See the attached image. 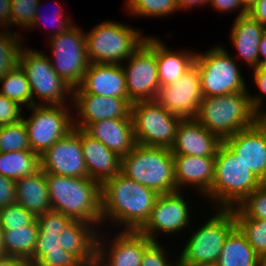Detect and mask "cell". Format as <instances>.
<instances>
[{
  "label": "cell",
  "mask_w": 266,
  "mask_h": 266,
  "mask_svg": "<svg viewBox=\"0 0 266 266\" xmlns=\"http://www.w3.org/2000/svg\"><path fill=\"white\" fill-rule=\"evenodd\" d=\"M159 194L121 172L101 185L102 222L111 220L121 231H138L148 220Z\"/></svg>",
  "instance_id": "obj_1"
},
{
  "label": "cell",
  "mask_w": 266,
  "mask_h": 266,
  "mask_svg": "<svg viewBox=\"0 0 266 266\" xmlns=\"http://www.w3.org/2000/svg\"><path fill=\"white\" fill-rule=\"evenodd\" d=\"M51 209L98 227L102 223L101 185L91 178L45 173Z\"/></svg>",
  "instance_id": "obj_2"
},
{
  "label": "cell",
  "mask_w": 266,
  "mask_h": 266,
  "mask_svg": "<svg viewBox=\"0 0 266 266\" xmlns=\"http://www.w3.org/2000/svg\"><path fill=\"white\" fill-rule=\"evenodd\" d=\"M261 184V180L222 142L215 157L214 181L204 198L215 202L218 208L231 209L239 206Z\"/></svg>",
  "instance_id": "obj_3"
},
{
  "label": "cell",
  "mask_w": 266,
  "mask_h": 266,
  "mask_svg": "<svg viewBox=\"0 0 266 266\" xmlns=\"http://www.w3.org/2000/svg\"><path fill=\"white\" fill-rule=\"evenodd\" d=\"M249 92L205 97L195 119L222 141L252 126L259 117L253 112Z\"/></svg>",
  "instance_id": "obj_4"
},
{
  "label": "cell",
  "mask_w": 266,
  "mask_h": 266,
  "mask_svg": "<svg viewBox=\"0 0 266 266\" xmlns=\"http://www.w3.org/2000/svg\"><path fill=\"white\" fill-rule=\"evenodd\" d=\"M121 173L158 194L177 191L173 154L169 148L136 143L121 158Z\"/></svg>",
  "instance_id": "obj_5"
},
{
  "label": "cell",
  "mask_w": 266,
  "mask_h": 266,
  "mask_svg": "<svg viewBox=\"0 0 266 266\" xmlns=\"http://www.w3.org/2000/svg\"><path fill=\"white\" fill-rule=\"evenodd\" d=\"M85 34L88 59L94 64H122L146 40L140 30L112 20L99 23Z\"/></svg>",
  "instance_id": "obj_6"
},
{
  "label": "cell",
  "mask_w": 266,
  "mask_h": 266,
  "mask_svg": "<svg viewBox=\"0 0 266 266\" xmlns=\"http://www.w3.org/2000/svg\"><path fill=\"white\" fill-rule=\"evenodd\" d=\"M235 227L233 210L217 209L214 216L186 240L178 259L179 266L217 263L225 240Z\"/></svg>",
  "instance_id": "obj_7"
},
{
  "label": "cell",
  "mask_w": 266,
  "mask_h": 266,
  "mask_svg": "<svg viewBox=\"0 0 266 266\" xmlns=\"http://www.w3.org/2000/svg\"><path fill=\"white\" fill-rule=\"evenodd\" d=\"M234 60L232 54L219 45L196 54L194 65L198 68L204 98L248 92L243 74Z\"/></svg>",
  "instance_id": "obj_8"
},
{
  "label": "cell",
  "mask_w": 266,
  "mask_h": 266,
  "mask_svg": "<svg viewBox=\"0 0 266 266\" xmlns=\"http://www.w3.org/2000/svg\"><path fill=\"white\" fill-rule=\"evenodd\" d=\"M19 65L30 83L33 105H67V98L72 101L69 97L73 95V88L56 73L45 52L22 47ZM34 96L41 102H37Z\"/></svg>",
  "instance_id": "obj_9"
},
{
  "label": "cell",
  "mask_w": 266,
  "mask_h": 266,
  "mask_svg": "<svg viewBox=\"0 0 266 266\" xmlns=\"http://www.w3.org/2000/svg\"><path fill=\"white\" fill-rule=\"evenodd\" d=\"M135 142L144 146L171 148L182 118L170 113L156 100L131 105Z\"/></svg>",
  "instance_id": "obj_10"
},
{
  "label": "cell",
  "mask_w": 266,
  "mask_h": 266,
  "mask_svg": "<svg viewBox=\"0 0 266 266\" xmlns=\"http://www.w3.org/2000/svg\"><path fill=\"white\" fill-rule=\"evenodd\" d=\"M48 39L53 69L70 87H78L90 64L85 32L74 24L67 31Z\"/></svg>",
  "instance_id": "obj_11"
},
{
  "label": "cell",
  "mask_w": 266,
  "mask_h": 266,
  "mask_svg": "<svg viewBox=\"0 0 266 266\" xmlns=\"http://www.w3.org/2000/svg\"><path fill=\"white\" fill-rule=\"evenodd\" d=\"M66 107V108H65ZM68 105H32L29 118L23 117L30 149L41 156L56 141L73 130V119ZM73 116V117H72Z\"/></svg>",
  "instance_id": "obj_12"
},
{
  "label": "cell",
  "mask_w": 266,
  "mask_h": 266,
  "mask_svg": "<svg viewBox=\"0 0 266 266\" xmlns=\"http://www.w3.org/2000/svg\"><path fill=\"white\" fill-rule=\"evenodd\" d=\"M126 61L128 63L124 62L121 65L125 74L129 101L135 103L155 100L160 88L156 62V37L146 36L145 43Z\"/></svg>",
  "instance_id": "obj_13"
},
{
  "label": "cell",
  "mask_w": 266,
  "mask_h": 266,
  "mask_svg": "<svg viewBox=\"0 0 266 266\" xmlns=\"http://www.w3.org/2000/svg\"><path fill=\"white\" fill-rule=\"evenodd\" d=\"M188 201L178 191L159 194L146 223L138 230L152 241L156 234H175L190 226L191 212ZM156 236V237H155Z\"/></svg>",
  "instance_id": "obj_14"
},
{
  "label": "cell",
  "mask_w": 266,
  "mask_h": 266,
  "mask_svg": "<svg viewBox=\"0 0 266 266\" xmlns=\"http://www.w3.org/2000/svg\"><path fill=\"white\" fill-rule=\"evenodd\" d=\"M115 234L109 242L101 233L97 236L95 266H140L145 249L153 241L138 231Z\"/></svg>",
  "instance_id": "obj_15"
},
{
  "label": "cell",
  "mask_w": 266,
  "mask_h": 266,
  "mask_svg": "<svg viewBox=\"0 0 266 266\" xmlns=\"http://www.w3.org/2000/svg\"><path fill=\"white\" fill-rule=\"evenodd\" d=\"M203 99L198 68L194 65L172 84L160 87L155 100L182 119H195Z\"/></svg>",
  "instance_id": "obj_16"
},
{
  "label": "cell",
  "mask_w": 266,
  "mask_h": 266,
  "mask_svg": "<svg viewBox=\"0 0 266 266\" xmlns=\"http://www.w3.org/2000/svg\"><path fill=\"white\" fill-rule=\"evenodd\" d=\"M45 173L89 178L80 139V129L73 128L40 156Z\"/></svg>",
  "instance_id": "obj_17"
},
{
  "label": "cell",
  "mask_w": 266,
  "mask_h": 266,
  "mask_svg": "<svg viewBox=\"0 0 266 266\" xmlns=\"http://www.w3.org/2000/svg\"><path fill=\"white\" fill-rule=\"evenodd\" d=\"M223 142L262 182L266 174V120L259 118L252 126L236 132Z\"/></svg>",
  "instance_id": "obj_18"
},
{
  "label": "cell",
  "mask_w": 266,
  "mask_h": 266,
  "mask_svg": "<svg viewBox=\"0 0 266 266\" xmlns=\"http://www.w3.org/2000/svg\"><path fill=\"white\" fill-rule=\"evenodd\" d=\"M70 106L77 111L74 128L86 129L91 123L106 119L132 118L128 98L105 97L95 94H73ZM81 119V120H79Z\"/></svg>",
  "instance_id": "obj_19"
},
{
  "label": "cell",
  "mask_w": 266,
  "mask_h": 266,
  "mask_svg": "<svg viewBox=\"0 0 266 266\" xmlns=\"http://www.w3.org/2000/svg\"><path fill=\"white\" fill-rule=\"evenodd\" d=\"M73 94L128 98L122 65L90 63L82 83L73 89Z\"/></svg>",
  "instance_id": "obj_20"
},
{
  "label": "cell",
  "mask_w": 266,
  "mask_h": 266,
  "mask_svg": "<svg viewBox=\"0 0 266 266\" xmlns=\"http://www.w3.org/2000/svg\"><path fill=\"white\" fill-rule=\"evenodd\" d=\"M215 157L173 154L177 191L192 185L204 198L214 181Z\"/></svg>",
  "instance_id": "obj_21"
},
{
  "label": "cell",
  "mask_w": 266,
  "mask_h": 266,
  "mask_svg": "<svg viewBox=\"0 0 266 266\" xmlns=\"http://www.w3.org/2000/svg\"><path fill=\"white\" fill-rule=\"evenodd\" d=\"M223 141L208 131L196 119H182L170 148L172 154L216 156Z\"/></svg>",
  "instance_id": "obj_22"
},
{
  "label": "cell",
  "mask_w": 266,
  "mask_h": 266,
  "mask_svg": "<svg viewBox=\"0 0 266 266\" xmlns=\"http://www.w3.org/2000/svg\"><path fill=\"white\" fill-rule=\"evenodd\" d=\"M80 139L89 178L102 185L121 172V157L84 129H80Z\"/></svg>",
  "instance_id": "obj_23"
},
{
  "label": "cell",
  "mask_w": 266,
  "mask_h": 266,
  "mask_svg": "<svg viewBox=\"0 0 266 266\" xmlns=\"http://www.w3.org/2000/svg\"><path fill=\"white\" fill-rule=\"evenodd\" d=\"M85 131L121 158L136 145L132 118L95 121Z\"/></svg>",
  "instance_id": "obj_24"
},
{
  "label": "cell",
  "mask_w": 266,
  "mask_h": 266,
  "mask_svg": "<svg viewBox=\"0 0 266 266\" xmlns=\"http://www.w3.org/2000/svg\"><path fill=\"white\" fill-rule=\"evenodd\" d=\"M97 232L93 224L73 220L60 233L59 245L75 255L85 266H95Z\"/></svg>",
  "instance_id": "obj_25"
},
{
  "label": "cell",
  "mask_w": 266,
  "mask_h": 266,
  "mask_svg": "<svg viewBox=\"0 0 266 266\" xmlns=\"http://www.w3.org/2000/svg\"><path fill=\"white\" fill-rule=\"evenodd\" d=\"M266 27L259 24L249 14L235 17L230 39L237 54L246 61L250 68L259 66V47Z\"/></svg>",
  "instance_id": "obj_26"
},
{
  "label": "cell",
  "mask_w": 266,
  "mask_h": 266,
  "mask_svg": "<svg viewBox=\"0 0 266 266\" xmlns=\"http://www.w3.org/2000/svg\"><path fill=\"white\" fill-rule=\"evenodd\" d=\"M16 203L35 217L51 211L45 172L40 169L33 175L15 181Z\"/></svg>",
  "instance_id": "obj_27"
},
{
  "label": "cell",
  "mask_w": 266,
  "mask_h": 266,
  "mask_svg": "<svg viewBox=\"0 0 266 266\" xmlns=\"http://www.w3.org/2000/svg\"><path fill=\"white\" fill-rule=\"evenodd\" d=\"M196 54L187 50L170 51L160 38H156V62L160 87L172 84L190 70L195 64Z\"/></svg>",
  "instance_id": "obj_28"
},
{
  "label": "cell",
  "mask_w": 266,
  "mask_h": 266,
  "mask_svg": "<svg viewBox=\"0 0 266 266\" xmlns=\"http://www.w3.org/2000/svg\"><path fill=\"white\" fill-rule=\"evenodd\" d=\"M217 264L218 266H262V259L236 226L226 238Z\"/></svg>",
  "instance_id": "obj_29"
},
{
  "label": "cell",
  "mask_w": 266,
  "mask_h": 266,
  "mask_svg": "<svg viewBox=\"0 0 266 266\" xmlns=\"http://www.w3.org/2000/svg\"><path fill=\"white\" fill-rule=\"evenodd\" d=\"M41 169L40 156L31 149L0 152V174L14 181Z\"/></svg>",
  "instance_id": "obj_30"
},
{
  "label": "cell",
  "mask_w": 266,
  "mask_h": 266,
  "mask_svg": "<svg viewBox=\"0 0 266 266\" xmlns=\"http://www.w3.org/2000/svg\"><path fill=\"white\" fill-rule=\"evenodd\" d=\"M38 232L36 219L30 225L3 230L5 254L28 260L33 254Z\"/></svg>",
  "instance_id": "obj_31"
},
{
  "label": "cell",
  "mask_w": 266,
  "mask_h": 266,
  "mask_svg": "<svg viewBox=\"0 0 266 266\" xmlns=\"http://www.w3.org/2000/svg\"><path fill=\"white\" fill-rule=\"evenodd\" d=\"M0 94L20 105L30 108L33 105L32 91L25 71L18 64L5 77L0 79Z\"/></svg>",
  "instance_id": "obj_32"
},
{
  "label": "cell",
  "mask_w": 266,
  "mask_h": 266,
  "mask_svg": "<svg viewBox=\"0 0 266 266\" xmlns=\"http://www.w3.org/2000/svg\"><path fill=\"white\" fill-rule=\"evenodd\" d=\"M231 209L236 226L244 234L248 243L261 259L266 258V220L249 218L238 206Z\"/></svg>",
  "instance_id": "obj_33"
},
{
  "label": "cell",
  "mask_w": 266,
  "mask_h": 266,
  "mask_svg": "<svg viewBox=\"0 0 266 266\" xmlns=\"http://www.w3.org/2000/svg\"><path fill=\"white\" fill-rule=\"evenodd\" d=\"M5 30L0 31V79L18 66L19 54L24 47L20 33Z\"/></svg>",
  "instance_id": "obj_34"
},
{
  "label": "cell",
  "mask_w": 266,
  "mask_h": 266,
  "mask_svg": "<svg viewBox=\"0 0 266 266\" xmlns=\"http://www.w3.org/2000/svg\"><path fill=\"white\" fill-rule=\"evenodd\" d=\"M127 11L133 16L165 17L178 11L176 0H126Z\"/></svg>",
  "instance_id": "obj_35"
},
{
  "label": "cell",
  "mask_w": 266,
  "mask_h": 266,
  "mask_svg": "<svg viewBox=\"0 0 266 266\" xmlns=\"http://www.w3.org/2000/svg\"><path fill=\"white\" fill-rule=\"evenodd\" d=\"M26 149H30V144L23 119L17 123L0 126V152Z\"/></svg>",
  "instance_id": "obj_36"
},
{
  "label": "cell",
  "mask_w": 266,
  "mask_h": 266,
  "mask_svg": "<svg viewBox=\"0 0 266 266\" xmlns=\"http://www.w3.org/2000/svg\"><path fill=\"white\" fill-rule=\"evenodd\" d=\"M36 217L18 203L0 209V224L3 230L30 225Z\"/></svg>",
  "instance_id": "obj_37"
},
{
  "label": "cell",
  "mask_w": 266,
  "mask_h": 266,
  "mask_svg": "<svg viewBox=\"0 0 266 266\" xmlns=\"http://www.w3.org/2000/svg\"><path fill=\"white\" fill-rule=\"evenodd\" d=\"M39 0H11L12 24L28 30L35 18Z\"/></svg>",
  "instance_id": "obj_38"
},
{
  "label": "cell",
  "mask_w": 266,
  "mask_h": 266,
  "mask_svg": "<svg viewBox=\"0 0 266 266\" xmlns=\"http://www.w3.org/2000/svg\"><path fill=\"white\" fill-rule=\"evenodd\" d=\"M249 218L266 220V185H260L239 206Z\"/></svg>",
  "instance_id": "obj_39"
},
{
  "label": "cell",
  "mask_w": 266,
  "mask_h": 266,
  "mask_svg": "<svg viewBox=\"0 0 266 266\" xmlns=\"http://www.w3.org/2000/svg\"><path fill=\"white\" fill-rule=\"evenodd\" d=\"M59 243L58 232H38L33 254L27 260L28 264L34 266L47 253V250L62 249Z\"/></svg>",
  "instance_id": "obj_40"
},
{
  "label": "cell",
  "mask_w": 266,
  "mask_h": 266,
  "mask_svg": "<svg viewBox=\"0 0 266 266\" xmlns=\"http://www.w3.org/2000/svg\"><path fill=\"white\" fill-rule=\"evenodd\" d=\"M253 78L258 86V89L261 91V94H250V104L252 107L253 112L259 117L264 118L266 116V110L263 106L264 103V96H266V64L259 65L257 68L253 69ZM264 94V95H262ZM263 107V108H262Z\"/></svg>",
  "instance_id": "obj_41"
},
{
  "label": "cell",
  "mask_w": 266,
  "mask_h": 266,
  "mask_svg": "<svg viewBox=\"0 0 266 266\" xmlns=\"http://www.w3.org/2000/svg\"><path fill=\"white\" fill-rule=\"evenodd\" d=\"M36 221L39 232H58L60 234L73 219L61 212L51 210L37 216Z\"/></svg>",
  "instance_id": "obj_42"
},
{
  "label": "cell",
  "mask_w": 266,
  "mask_h": 266,
  "mask_svg": "<svg viewBox=\"0 0 266 266\" xmlns=\"http://www.w3.org/2000/svg\"><path fill=\"white\" fill-rule=\"evenodd\" d=\"M34 266H85L75 255L62 249L47 250Z\"/></svg>",
  "instance_id": "obj_43"
},
{
  "label": "cell",
  "mask_w": 266,
  "mask_h": 266,
  "mask_svg": "<svg viewBox=\"0 0 266 266\" xmlns=\"http://www.w3.org/2000/svg\"><path fill=\"white\" fill-rule=\"evenodd\" d=\"M41 3V1L39 0V3H38V6H37V8H36V12H35V18H34V22H33V24H32V26L30 27V29L32 30V29H35V27H37L38 25H40L39 23L41 22H44L45 20L46 21H52V19L53 18H55V19H53V21H52V26L56 29L55 30V32H54V30H53V34L52 35H50L49 37H53V36H56V35H58V34H61V33H63V32H65V31H67L70 27H72L73 26V22L70 20V17H67V18H69V19H67L66 18V16H64V12H62V8H61V6H59L60 8H58V6H56L57 7V9H59V10H61V12L60 11H58L57 13H56V11L54 12V14H52L54 17H48V15H46L45 17H43L42 16V14H40V4ZM55 7V8H56ZM66 18V19H65ZM45 21V22H46ZM55 22V23H54ZM43 24V23H42ZM44 24H46L47 25V23H44ZM51 24V23H50ZM56 24H57V26H56ZM45 27V26H44ZM50 29V28H49Z\"/></svg>",
  "instance_id": "obj_44"
},
{
  "label": "cell",
  "mask_w": 266,
  "mask_h": 266,
  "mask_svg": "<svg viewBox=\"0 0 266 266\" xmlns=\"http://www.w3.org/2000/svg\"><path fill=\"white\" fill-rule=\"evenodd\" d=\"M159 241H153L144 251L140 266H179L178 261L175 265L168 261L167 251L162 248Z\"/></svg>",
  "instance_id": "obj_45"
},
{
  "label": "cell",
  "mask_w": 266,
  "mask_h": 266,
  "mask_svg": "<svg viewBox=\"0 0 266 266\" xmlns=\"http://www.w3.org/2000/svg\"><path fill=\"white\" fill-rule=\"evenodd\" d=\"M23 107L0 94V126L17 123L23 119Z\"/></svg>",
  "instance_id": "obj_46"
},
{
  "label": "cell",
  "mask_w": 266,
  "mask_h": 266,
  "mask_svg": "<svg viewBox=\"0 0 266 266\" xmlns=\"http://www.w3.org/2000/svg\"><path fill=\"white\" fill-rule=\"evenodd\" d=\"M16 203L15 181L0 174V209Z\"/></svg>",
  "instance_id": "obj_47"
},
{
  "label": "cell",
  "mask_w": 266,
  "mask_h": 266,
  "mask_svg": "<svg viewBox=\"0 0 266 266\" xmlns=\"http://www.w3.org/2000/svg\"><path fill=\"white\" fill-rule=\"evenodd\" d=\"M209 5L214 7L215 10L220 12H231L239 10V13L236 17L247 14V9L243 6L241 0H210Z\"/></svg>",
  "instance_id": "obj_48"
},
{
  "label": "cell",
  "mask_w": 266,
  "mask_h": 266,
  "mask_svg": "<svg viewBox=\"0 0 266 266\" xmlns=\"http://www.w3.org/2000/svg\"><path fill=\"white\" fill-rule=\"evenodd\" d=\"M253 19L266 27V0H258L247 11Z\"/></svg>",
  "instance_id": "obj_49"
},
{
  "label": "cell",
  "mask_w": 266,
  "mask_h": 266,
  "mask_svg": "<svg viewBox=\"0 0 266 266\" xmlns=\"http://www.w3.org/2000/svg\"><path fill=\"white\" fill-rule=\"evenodd\" d=\"M11 5V0H0V28L12 25Z\"/></svg>",
  "instance_id": "obj_50"
},
{
  "label": "cell",
  "mask_w": 266,
  "mask_h": 266,
  "mask_svg": "<svg viewBox=\"0 0 266 266\" xmlns=\"http://www.w3.org/2000/svg\"><path fill=\"white\" fill-rule=\"evenodd\" d=\"M0 266H30L27 260L17 257L6 255L0 257Z\"/></svg>",
  "instance_id": "obj_51"
},
{
  "label": "cell",
  "mask_w": 266,
  "mask_h": 266,
  "mask_svg": "<svg viewBox=\"0 0 266 266\" xmlns=\"http://www.w3.org/2000/svg\"><path fill=\"white\" fill-rule=\"evenodd\" d=\"M210 0H176L178 10L181 11L182 9L188 10L194 6L206 5L209 3Z\"/></svg>",
  "instance_id": "obj_52"
},
{
  "label": "cell",
  "mask_w": 266,
  "mask_h": 266,
  "mask_svg": "<svg viewBox=\"0 0 266 266\" xmlns=\"http://www.w3.org/2000/svg\"><path fill=\"white\" fill-rule=\"evenodd\" d=\"M266 64V31L263 34L259 47V65Z\"/></svg>",
  "instance_id": "obj_53"
},
{
  "label": "cell",
  "mask_w": 266,
  "mask_h": 266,
  "mask_svg": "<svg viewBox=\"0 0 266 266\" xmlns=\"http://www.w3.org/2000/svg\"><path fill=\"white\" fill-rule=\"evenodd\" d=\"M6 256L5 254V247L3 242V228L0 224V257Z\"/></svg>",
  "instance_id": "obj_54"
},
{
  "label": "cell",
  "mask_w": 266,
  "mask_h": 266,
  "mask_svg": "<svg viewBox=\"0 0 266 266\" xmlns=\"http://www.w3.org/2000/svg\"><path fill=\"white\" fill-rule=\"evenodd\" d=\"M257 1H258V0H241L243 6H244L247 10H249V8H251V6H252L255 2H257Z\"/></svg>",
  "instance_id": "obj_55"
},
{
  "label": "cell",
  "mask_w": 266,
  "mask_h": 266,
  "mask_svg": "<svg viewBox=\"0 0 266 266\" xmlns=\"http://www.w3.org/2000/svg\"><path fill=\"white\" fill-rule=\"evenodd\" d=\"M194 266H218L217 263H201Z\"/></svg>",
  "instance_id": "obj_56"
},
{
  "label": "cell",
  "mask_w": 266,
  "mask_h": 266,
  "mask_svg": "<svg viewBox=\"0 0 266 266\" xmlns=\"http://www.w3.org/2000/svg\"><path fill=\"white\" fill-rule=\"evenodd\" d=\"M262 185H266V174H265L264 179L262 181Z\"/></svg>",
  "instance_id": "obj_57"
},
{
  "label": "cell",
  "mask_w": 266,
  "mask_h": 266,
  "mask_svg": "<svg viewBox=\"0 0 266 266\" xmlns=\"http://www.w3.org/2000/svg\"><path fill=\"white\" fill-rule=\"evenodd\" d=\"M262 266H266V258L262 259Z\"/></svg>",
  "instance_id": "obj_58"
}]
</instances>
